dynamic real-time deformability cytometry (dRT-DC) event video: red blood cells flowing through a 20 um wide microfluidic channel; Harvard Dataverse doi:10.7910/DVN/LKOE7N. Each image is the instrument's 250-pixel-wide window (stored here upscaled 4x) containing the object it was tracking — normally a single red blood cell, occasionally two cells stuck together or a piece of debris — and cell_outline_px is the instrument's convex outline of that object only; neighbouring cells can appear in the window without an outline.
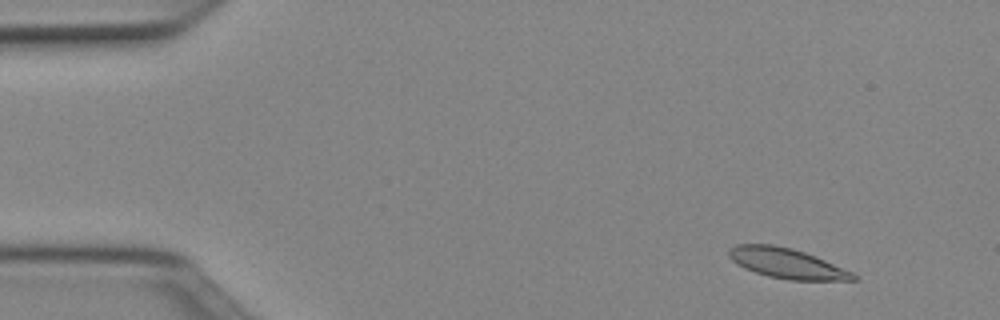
{"species": "Egyptian fruit bat (a non-hibernating species)", "species_latin": "Rousettus aegyptiacus", "temperature_condition": "cold", "stored_images_in_passage": 50, "camera_frame_rate_fps": 3000, "um_per_image_px": 0.085, "animal": {"sex": "female"}, "frame": {"image": 1, "passage_image": 4, "time_ms": 1.0, "image_size_px": [1000, 320], "cell_outline_px": [[860, 280], [788, 280], [768, 276], [744, 268], [732, 260], [728, 256], [728, 248], [736, 244], [772, 244], [792, 248], [816, 256], [852, 272]], "centroid_in_image_um": [66.86, 22.37], "position_along_channel_um": 18.1, "area_um2": 21.79}}
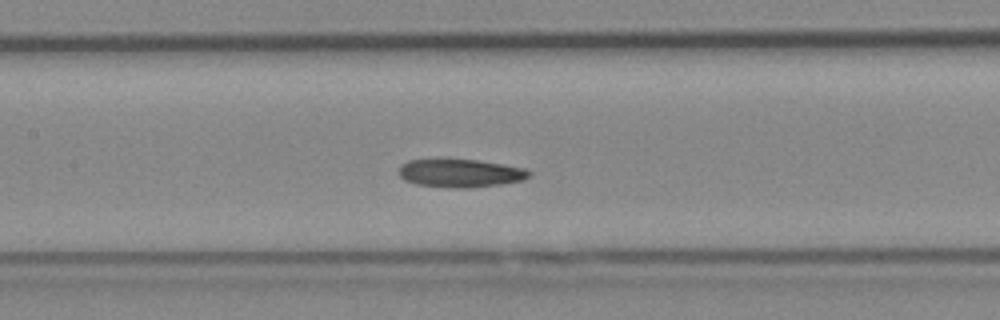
{"frame": {"image": 2, "passage_image": 23, "time_ms": 7.333, "image_size_px": [1000, 320], "cell_outline_px": [[532, 172], [524, 180], [500, 184], [464, 188], [456, 188], [416, 184], [404, 180], [400, 176], [400, 164], [408, 160], [476, 160], [524, 168]], "centroid_in_image_um": [39.12, 14.72], "position_along_channel_um": 168.3, "area_um2": 20.98}}
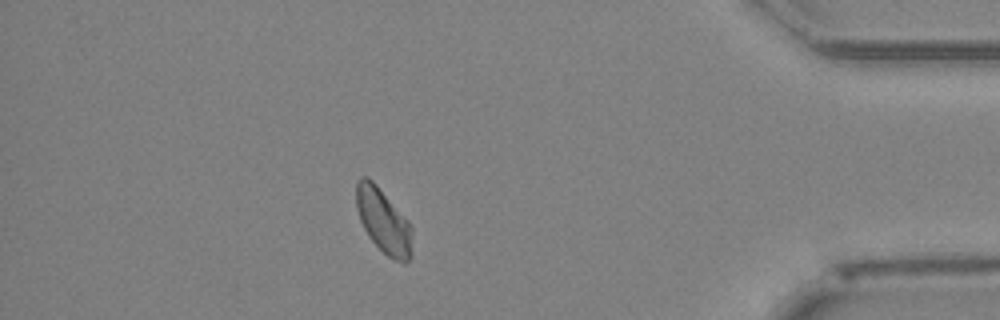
{"frame": {"image": 3, "passage_image": 44, "time_ms": 14.333, "image_size_px": [1000, 320], "cell_outline_px": [[412, 256], [404, 264], [392, 260], [368, 236], [360, 220], [356, 208], [356, 180], [360, 176], [368, 176], [376, 184], [408, 220], [412, 228]], "centroid_in_image_um": [32.6, 18.78], "position_along_channel_um": 402.6, "area_um2": 21.21}, "authors_computed_cell_mechanics": {"area_um2": 21.4438, "velocity_mm_per_s": 3.9516, "shape_relaxation_time_tau1_ms": 4.5598, "shape_relaxation_time_tau2_ms": 2.7768, "deformation_change_tau1": 0.1381, "deformation_change_tau2": 0.0786}}